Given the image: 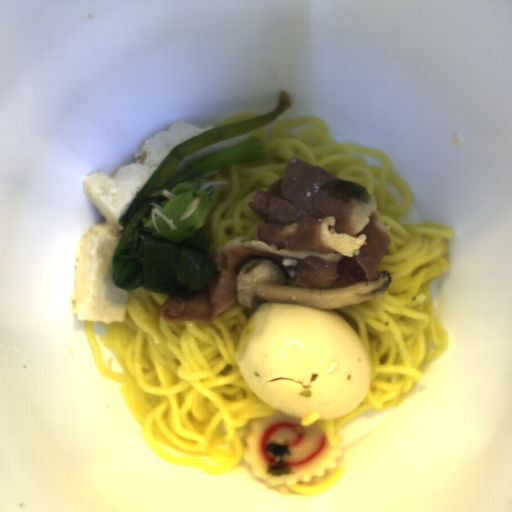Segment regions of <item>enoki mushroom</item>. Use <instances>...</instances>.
Listing matches in <instances>:
<instances>
[{"mask_svg":"<svg viewBox=\"0 0 512 512\" xmlns=\"http://www.w3.org/2000/svg\"><path fill=\"white\" fill-rule=\"evenodd\" d=\"M228 184H229L228 181H209V182H206L203 186H201L198 190L203 191L211 186L228 185Z\"/></svg>","mask_w":512,"mask_h":512,"instance_id":"4","label":"enoki mushroom"},{"mask_svg":"<svg viewBox=\"0 0 512 512\" xmlns=\"http://www.w3.org/2000/svg\"><path fill=\"white\" fill-rule=\"evenodd\" d=\"M201 203V194L197 195L194 201L186 208V210L183 212V214L180 216L178 221H184L188 217L192 215V213L196 210V208Z\"/></svg>","mask_w":512,"mask_h":512,"instance_id":"2","label":"enoki mushroom"},{"mask_svg":"<svg viewBox=\"0 0 512 512\" xmlns=\"http://www.w3.org/2000/svg\"><path fill=\"white\" fill-rule=\"evenodd\" d=\"M149 205H151L153 207L152 211H151V214H150V218H151V222L156 230V232H161L160 229L158 228V226L156 225L155 223V215L157 214L158 217L162 218L167 224L168 226L170 227L171 230H177V227L176 225L174 224V222L172 221V219H169L167 218L164 213L162 212L163 210V207L160 206L158 203H155V202H149Z\"/></svg>","mask_w":512,"mask_h":512,"instance_id":"1","label":"enoki mushroom"},{"mask_svg":"<svg viewBox=\"0 0 512 512\" xmlns=\"http://www.w3.org/2000/svg\"><path fill=\"white\" fill-rule=\"evenodd\" d=\"M160 195H163L166 199H174L175 197H177L175 194L169 192L166 189H161V190H155L153 192H151L148 196L149 198H152V197H156V196H160Z\"/></svg>","mask_w":512,"mask_h":512,"instance_id":"3","label":"enoki mushroom"}]
</instances>
